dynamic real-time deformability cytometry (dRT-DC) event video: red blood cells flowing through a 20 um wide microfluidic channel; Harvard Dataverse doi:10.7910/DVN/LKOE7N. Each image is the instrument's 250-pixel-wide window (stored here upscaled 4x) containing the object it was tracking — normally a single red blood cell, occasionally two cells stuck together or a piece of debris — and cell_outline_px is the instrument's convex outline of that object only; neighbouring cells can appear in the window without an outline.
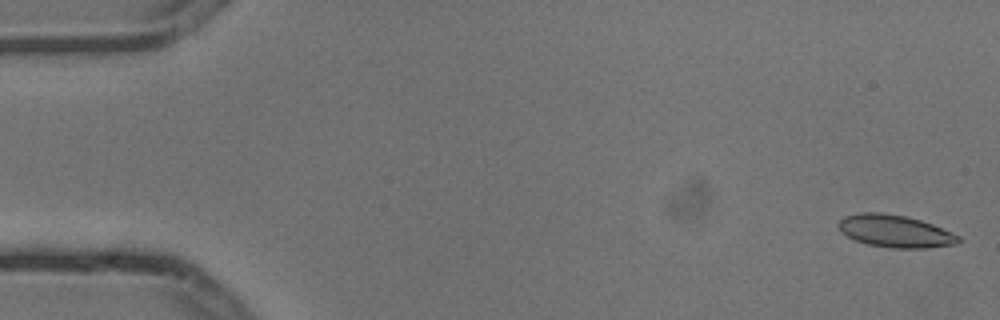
{"species": "common noctule bat (a hibernating species)", "species_latin": "Nyctalus noctula", "temperature_condition": "cold", "stored_images_in_passage": 5, "camera_frame_rate_fps": 3000, "um_per_image_px": 0.085, "animal": {"sex": "male", "body_mass_g": 13.3}, "frame": {"image": 1, "passage_image": 1, "time_ms": 0.0, "image_size_px": [1000, 320], "cell_outline_px": [[960, 240], [956, 244], [928, 248], [892, 248], [868, 244], [856, 240], [840, 232], [836, 224], [844, 216], [860, 212], [884, 212], [908, 216], [932, 224], [952, 232], [960, 236]], "centroid_in_image_um": [76.06, 19.63], "position_along_channel_um": 8.9, "area_um2": 22.83}}